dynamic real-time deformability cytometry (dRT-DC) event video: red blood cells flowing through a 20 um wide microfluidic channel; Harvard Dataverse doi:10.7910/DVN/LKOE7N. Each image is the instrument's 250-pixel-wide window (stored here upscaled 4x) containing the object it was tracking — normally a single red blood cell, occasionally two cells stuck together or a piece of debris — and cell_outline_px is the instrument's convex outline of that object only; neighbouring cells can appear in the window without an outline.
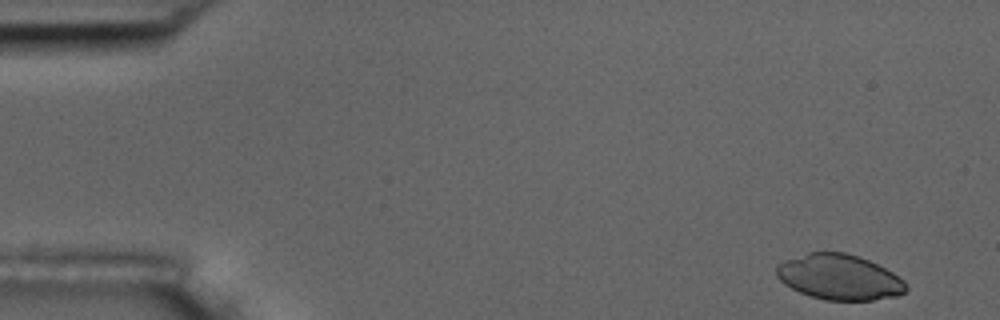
{"species": "common noctule bat (a hibernating species)", "species_latin": "Nyctalus noctula", "temperature_condition": "room temperature", "stored_images_in_passage": 4, "camera_frame_rate_fps": 3000, "um_per_image_px": 0.085, "animal": {"sex": "male", "body_mass_g": 17.5, "forearm_length_mm": 52.3}, "frame": {"image": 1, "passage_image": 1, "time_ms": 0.0, "image_size_px": [1000, 320], "cell_outline_px": [[908, 288], [904, 292], [896, 296], [872, 300], [824, 300], [800, 292], [784, 284], [776, 276], [776, 264], [784, 260], [808, 252], [844, 252], [860, 256], [892, 272], [904, 280]], "centroid_in_image_um": [71.32, 23.55], "position_along_channel_um": 13.7, "area_um2": 34.28}}